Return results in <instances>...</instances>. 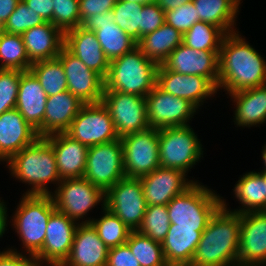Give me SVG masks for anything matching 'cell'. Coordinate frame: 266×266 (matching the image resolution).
Wrapping results in <instances>:
<instances>
[{
    "label": "cell",
    "mask_w": 266,
    "mask_h": 266,
    "mask_svg": "<svg viewBox=\"0 0 266 266\" xmlns=\"http://www.w3.org/2000/svg\"><path fill=\"white\" fill-rule=\"evenodd\" d=\"M158 142L161 167L178 169L187 175L205 154L191 125L158 129Z\"/></svg>",
    "instance_id": "7"
},
{
    "label": "cell",
    "mask_w": 266,
    "mask_h": 266,
    "mask_svg": "<svg viewBox=\"0 0 266 266\" xmlns=\"http://www.w3.org/2000/svg\"><path fill=\"white\" fill-rule=\"evenodd\" d=\"M158 65L136 46L110 62L104 79V91H116L146 97L156 85Z\"/></svg>",
    "instance_id": "5"
},
{
    "label": "cell",
    "mask_w": 266,
    "mask_h": 266,
    "mask_svg": "<svg viewBox=\"0 0 266 266\" xmlns=\"http://www.w3.org/2000/svg\"><path fill=\"white\" fill-rule=\"evenodd\" d=\"M22 38L32 64L58 57L65 44V34L51 22L25 31Z\"/></svg>",
    "instance_id": "28"
},
{
    "label": "cell",
    "mask_w": 266,
    "mask_h": 266,
    "mask_svg": "<svg viewBox=\"0 0 266 266\" xmlns=\"http://www.w3.org/2000/svg\"><path fill=\"white\" fill-rule=\"evenodd\" d=\"M67 78V88L84 104L100 103L104 93V79L90 70L65 46L58 56Z\"/></svg>",
    "instance_id": "17"
},
{
    "label": "cell",
    "mask_w": 266,
    "mask_h": 266,
    "mask_svg": "<svg viewBox=\"0 0 266 266\" xmlns=\"http://www.w3.org/2000/svg\"><path fill=\"white\" fill-rule=\"evenodd\" d=\"M145 100L150 128L187 126L200 112L188 100L173 96L161 90L157 85L145 97Z\"/></svg>",
    "instance_id": "14"
},
{
    "label": "cell",
    "mask_w": 266,
    "mask_h": 266,
    "mask_svg": "<svg viewBox=\"0 0 266 266\" xmlns=\"http://www.w3.org/2000/svg\"><path fill=\"white\" fill-rule=\"evenodd\" d=\"M50 196L56 210L78 224L90 223L89 212L105 207V193L84 178L62 179Z\"/></svg>",
    "instance_id": "8"
},
{
    "label": "cell",
    "mask_w": 266,
    "mask_h": 266,
    "mask_svg": "<svg viewBox=\"0 0 266 266\" xmlns=\"http://www.w3.org/2000/svg\"><path fill=\"white\" fill-rule=\"evenodd\" d=\"M22 72L20 70L0 69V115L16 107Z\"/></svg>",
    "instance_id": "43"
},
{
    "label": "cell",
    "mask_w": 266,
    "mask_h": 266,
    "mask_svg": "<svg viewBox=\"0 0 266 266\" xmlns=\"http://www.w3.org/2000/svg\"><path fill=\"white\" fill-rule=\"evenodd\" d=\"M55 210L50 195H22L9 217V226L19 238L22 249L17 250L15 246L10 245L7 248L35 256L42 249L48 219Z\"/></svg>",
    "instance_id": "4"
},
{
    "label": "cell",
    "mask_w": 266,
    "mask_h": 266,
    "mask_svg": "<svg viewBox=\"0 0 266 266\" xmlns=\"http://www.w3.org/2000/svg\"><path fill=\"white\" fill-rule=\"evenodd\" d=\"M64 46L90 70H93L105 79L110 61L101 49L94 31L86 30L81 26L69 30L65 33Z\"/></svg>",
    "instance_id": "26"
},
{
    "label": "cell",
    "mask_w": 266,
    "mask_h": 266,
    "mask_svg": "<svg viewBox=\"0 0 266 266\" xmlns=\"http://www.w3.org/2000/svg\"><path fill=\"white\" fill-rule=\"evenodd\" d=\"M258 172L263 176L265 184H266V171H259L258 169Z\"/></svg>",
    "instance_id": "55"
},
{
    "label": "cell",
    "mask_w": 266,
    "mask_h": 266,
    "mask_svg": "<svg viewBox=\"0 0 266 266\" xmlns=\"http://www.w3.org/2000/svg\"><path fill=\"white\" fill-rule=\"evenodd\" d=\"M34 255L14 252L7 247L0 251V266H39Z\"/></svg>",
    "instance_id": "48"
},
{
    "label": "cell",
    "mask_w": 266,
    "mask_h": 266,
    "mask_svg": "<svg viewBox=\"0 0 266 266\" xmlns=\"http://www.w3.org/2000/svg\"><path fill=\"white\" fill-rule=\"evenodd\" d=\"M240 243V214L223 205L211 217L190 266H233Z\"/></svg>",
    "instance_id": "2"
},
{
    "label": "cell",
    "mask_w": 266,
    "mask_h": 266,
    "mask_svg": "<svg viewBox=\"0 0 266 266\" xmlns=\"http://www.w3.org/2000/svg\"><path fill=\"white\" fill-rule=\"evenodd\" d=\"M117 0H79L80 22L87 17L111 11Z\"/></svg>",
    "instance_id": "47"
},
{
    "label": "cell",
    "mask_w": 266,
    "mask_h": 266,
    "mask_svg": "<svg viewBox=\"0 0 266 266\" xmlns=\"http://www.w3.org/2000/svg\"><path fill=\"white\" fill-rule=\"evenodd\" d=\"M101 103L108 110L119 138L150 128L144 96L104 91Z\"/></svg>",
    "instance_id": "12"
},
{
    "label": "cell",
    "mask_w": 266,
    "mask_h": 266,
    "mask_svg": "<svg viewBox=\"0 0 266 266\" xmlns=\"http://www.w3.org/2000/svg\"><path fill=\"white\" fill-rule=\"evenodd\" d=\"M65 133L87 147L120 139L108 110L101 102L85 104Z\"/></svg>",
    "instance_id": "13"
},
{
    "label": "cell",
    "mask_w": 266,
    "mask_h": 266,
    "mask_svg": "<svg viewBox=\"0 0 266 266\" xmlns=\"http://www.w3.org/2000/svg\"><path fill=\"white\" fill-rule=\"evenodd\" d=\"M126 244L140 266H169L164 257L162 244L140 234L137 230L130 232Z\"/></svg>",
    "instance_id": "38"
},
{
    "label": "cell",
    "mask_w": 266,
    "mask_h": 266,
    "mask_svg": "<svg viewBox=\"0 0 266 266\" xmlns=\"http://www.w3.org/2000/svg\"><path fill=\"white\" fill-rule=\"evenodd\" d=\"M262 151H261V158L262 159H260L261 161H263L262 162V170L260 169V171H266V144H264V146H262V149H261Z\"/></svg>",
    "instance_id": "53"
},
{
    "label": "cell",
    "mask_w": 266,
    "mask_h": 266,
    "mask_svg": "<svg viewBox=\"0 0 266 266\" xmlns=\"http://www.w3.org/2000/svg\"><path fill=\"white\" fill-rule=\"evenodd\" d=\"M156 85L163 91L192 103L199 111L206 100L217 97V88L201 75H185L158 65ZM203 105V106H202Z\"/></svg>",
    "instance_id": "15"
},
{
    "label": "cell",
    "mask_w": 266,
    "mask_h": 266,
    "mask_svg": "<svg viewBox=\"0 0 266 266\" xmlns=\"http://www.w3.org/2000/svg\"><path fill=\"white\" fill-rule=\"evenodd\" d=\"M5 167L11 178L28 184L21 195H50V186L55 189L61 181L53 148L44 137L13 155Z\"/></svg>",
    "instance_id": "3"
},
{
    "label": "cell",
    "mask_w": 266,
    "mask_h": 266,
    "mask_svg": "<svg viewBox=\"0 0 266 266\" xmlns=\"http://www.w3.org/2000/svg\"><path fill=\"white\" fill-rule=\"evenodd\" d=\"M29 71L37 78L47 97L68 90L64 68L58 57L35 62Z\"/></svg>",
    "instance_id": "34"
},
{
    "label": "cell",
    "mask_w": 266,
    "mask_h": 266,
    "mask_svg": "<svg viewBox=\"0 0 266 266\" xmlns=\"http://www.w3.org/2000/svg\"><path fill=\"white\" fill-rule=\"evenodd\" d=\"M164 11H170L193 0H154Z\"/></svg>",
    "instance_id": "52"
},
{
    "label": "cell",
    "mask_w": 266,
    "mask_h": 266,
    "mask_svg": "<svg viewBox=\"0 0 266 266\" xmlns=\"http://www.w3.org/2000/svg\"><path fill=\"white\" fill-rule=\"evenodd\" d=\"M78 223L55 210L48 219L42 249L35 255L40 265L61 266L68 258Z\"/></svg>",
    "instance_id": "16"
},
{
    "label": "cell",
    "mask_w": 266,
    "mask_h": 266,
    "mask_svg": "<svg viewBox=\"0 0 266 266\" xmlns=\"http://www.w3.org/2000/svg\"><path fill=\"white\" fill-rule=\"evenodd\" d=\"M31 65L22 35L0 29V69L29 71Z\"/></svg>",
    "instance_id": "35"
},
{
    "label": "cell",
    "mask_w": 266,
    "mask_h": 266,
    "mask_svg": "<svg viewBox=\"0 0 266 266\" xmlns=\"http://www.w3.org/2000/svg\"><path fill=\"white\" fill-rule=\"evenodd\" d=\"M38 138L37 130L25 121L16 108L3 112L0 115V164H5Z\"/></svg>",
    "instance_id": "22"
},
{
    "label": "cell",
    "mask_w": 266,
    "mask_h": 266,
    "mask_svg": "<svg viewBox=\"0 0 266 266\" xmlns=\"http://www.w3.org/2000/svg\"><path fill=\"white\" fill-rule=\"evenodd\" d=\"M105 207L131 231H136L146 213L143 186L138 178L124 177L105 192Z\"/></svg>",
    "instance_id": "11"
},
{
    "label": "cell",
    "mask_w": 266,
    "mask_h": 266,
    "mask_svg": "<svg viewBox=\"0 0 266 266\" xmlns=\"http://www.w3.org/2000/svg\"><path fill=\"white\" fill-rule=\"evenodd\" d=\"M43 23L45 21L41 16L21 0L1 30L9 34L22 35L25 31Z\"/></svg>",
    "instance_id": "41"
},
{
    "label": "cell",
    "mask_w": 266,
    "mask_h": 266,
    "mask_svg": "<svg viewBox=\"0 0 266 266\" xmlns=\"http://www.w3.org/2000/svg\"><path fill=\"white\" fill-rule=\"evenodd\" d=\"M53 25L64 34L80 26L79 0H53Z\"/></svg>",
    "instance_id": "42"
},
{
    "label": "cell",
    "mask_w": 266,
    "mask_h": 266,
    "mask_svg": "<svg viewBox=\"0 0 266 266\" xmlns=\"http://www.w3.org/2000/svg\"><path fill=\"white\" fill-rule=\"evenodd\" d=\"M165 23V11L153 0L142 4L140 19V40Z\"/></svg>",
    "instance_id": "45"
},
{
    "label": "cell",
    "mask_w": 266,
    "mask_h": 266,
    "mask_svg": "<svg viewBox=\"0 0 266 266\" xmlns=\"http://www.w3.org/2000/svg\"><path fill=\"white\" fill-rule=\"evenodd\" d=\"M203 231L196 228L169 227L161 243L169 266H190Z\"/></svg>",
    "instance_id": "31"
},
{
    "label": "cell",
    "mask_w": 266,
    "mask_h": 266,
    "mask_svg": "<svg viewBox=\"0 0 266 266\" xmlns=\"http://www.w3.org/2000/svg\"><path fill=\"white\" fill-rule=\"evenodd\" d=\"M47 95L37 78L30 71L21 73L16 109L25 121L44 137V114Z\"/></svg>",
    "instance_id": "24"
},
{
    "label": "cell",
    "mask_w": 266,
    "mask_h": 266,
    "mask_svg": "<svg viewBox=\"0 0 266 266\" xmlns=\"http://www.w3.org/2000/svg\"><path fill=\"white\" fill-rule=\"evenodd\" d=\"M80 26L95 32L101 49L110 62L137 46V42L115 23L112 10L87 17Z\"/></svg>",
    "instance_id": "21"
},
{
    "label": "cell",
    "mask_w": 266,
    "mask_h": 266,
    "mask_svg": "<svg viewBox=\"0 0 266 266\" xmlns=\"http://www.w3.org/2000/svg\"><path fill=\"white\" fill-rule=\"evenodd\" d=\"M200 21L221 28L226 34L238 31V15L241 8L233 0H193Z\"/></svg>",
    "instance_id": "32"
},
{
    "label": "cell",
    "mask_w": 266,
    "mask_h": 266,
    "mask_svg": "<svg viewBox=\"0 0 266 266\" xmlns=\"http://www.w3.org/2000/svg\"><path fill=\"white\" fill-rule=\"evenodd\" d=\"M225 35L221 28L199 21L183 34V44L198 51H219Z\"/></svg>",
    "instance_id": "37"
},
{
    "label": "cell",
    "mask_w": 266,
    "mask_h": 266,
    "mask_svg": "<svg viewBox=\"0 0 266 266\" xmlns=\"http://www.w3.org/2000/svg\"><path fill=\"white\" fill-rule=\"evenodd\" d=\"M142 4L117 0L112 9L115 23L137 43L140 41Z\"/></svg>",
    "instance_id": "40"
},
{
    "label": "cell",
    "mask_w": 266,
    "mask_h": 266,
    "mask_svg": "<svg viewBox=\"0 0 266 266\" xmlns=\"http://www.w3.org/2000/svg\"><path fill=\"white\" fill-rule=\"evenodd\" d=\"M21 0H0V29L8 20Z\"/></svg>",
    "instance_id": "50"
},
{
    "label": "cell",
    "mask_w": 266,
    "mask_h": 266,
    "mask_svg": "<svg viewBox=\"0 0 266 266\" xmlns=\"http://www.w3.org/2000/svg\"><path fill=\"white\" fill-rule=\"evenodd\" d=\"M106 266H140V263L125 243L109 248Z\"/></svg>",
    "instance_id": "46"
},
{
    "label": "cell",
    "mask_w": 266,
    "mask_h": 266,
    "mask_svg": "<svg viewBox=\"0 0 266 266\" xmlns=\"http://www.w3.org/2000/svg\"><path fill=\"white\" fill-rule=\"evenodd\" d=\"M223 205V196L202 182H194L167 205L170 227L204 231L211 217Z\"/></svg>",
    "instance_id": "6"
},
{
    "label": "cell",
    "mask_w": 266,
    "mask_h": 266,
    "mask_svg": "<svg viewBox=\"0 0 266 266\" xmlns=\"http://www.w3.org/2000/svg\"><path fill=\"white\" fill-rule=\"evenodd\" d=\"M241 32L225 35L219 50L217 92L229 95L266 85V59Z\"/></svg>",
    "instance_id": "1"
},
{
    "label": "cell",
    "mask_w": 266,
    "mask_h": 266,
    "mask_svg": "<svg viewBox=\"0 0 266 266\" xmlns=\"http://www.w3.org/2000/svg\"><path fill=\"white\" fill-rule=\"evenodd\" d=\"M84 105L68 90L54 96H48L44 114V137L65 133Z\"/></svg>",
    "instance_id": "29"
},
{
    "label": "cell",
    "mask_w": 266,
    "mask_h": 266,
    "mask_svg": "<svg viewBox=\"0 0 266 266\" xmlns=\"http://www.w3.org/2000/svg\"><path fill=\"white\" fill-rule=\"evenodd\" d=\"M120 139L125 177L139 179L161 166L157 128L127 134Z\"/></svg>",
    "instance_id": "10"
},
{
    "label": "cell",
    "mask_w": 266,
    "mask_h": 266,
    "mask_svg": "<svg viewBox=\"0 0 266 266\" xmlns=\"http://www.w3.org/2000/svg\"><path fill=\"white\" fill-rule=\"evenodd\" d=\"M100 216H92L90 222L96 229L99 238L108 248L125 244L131 230L106 207L100 208ZM100 217V218H99Z\"/></svg>",
    "instance_id": "36"
},
{
    "label": "cell",
    "mask_w": 266,
    "mask_h": 266,
    "mask_svg": "<svg viewBox=\"0 0 266 266\" xmlns=\"http://www.w3.org/2000/svg\"><path fill=\"white\" fill-rule=\"evenodd\" d=\"M237 264L266 266V211L240 214V243Z\"/></svg>",
    "instance_id": "18"
},
{
    "label": "cell",
    "mask_w": 266,
    "mask_h": 266,
    "mask_svg": "<svg viewBox=\"0 0 266 266\" xmlns=\"http://www.w3.org/2000/svg\"><path fill=\"white\" fill-rule=\"evenodd\" d=\"M232 101L235 127H260L266 123V85L227 95Z\"/></svg>",
    "instance_id": "27"
},
{
    "label": "cell",
    "mask_w": 266,
    "mask_h": 266,
    "mask_svg": "<svg viewBox=\"0 0 266 266\" xmlns=\"http://www.w3.org/2000/svg\"><path fill=\"white\" fill-rule=\"evenodd\" d=\"M182 43L183 34L164 23L155 31L142 37L137 46L147 58L157 65H162L168 55Z\"/></svg>",
    "instance_id": "33"
},
{
    "label": "cell",
    "mask_w": 266,
    "mask_h": 266,
    "mask_svg": "<svg viewBox=\"0 0 266 266\" xmlns=\"http://www.w3.org/2000/svg\"><path fill=\"white\" fill-rule=\"evenodd\" d=\"M183 171L174 168L159 167L140 179L147 206L167 205L175 196L183 193L194 182V179Z\"/></svg>",
    "instance_id": "19"
},
{
    "label": "cell",
    "mask_w": 266,
    "mask_h": 266,
    "mask_svg": "<svg viewBox=\"0 0 266 266\" xmlns=\"http://www.w3.org/2000/svg\"><path fill=\"white\" fill-rule=\"evenodd\" d=\"M128 2H139V3H148V2H151L153 0H126Z\"/></svg>",
    "instance_id": "54"
},
{
    "label": "cell",
    "mask_w": 266,
    "mask_h": 266,
    "mask_svg": "<svg viewBox=\"0 0 266 266\" xmlns=\"http://www.w3.org/2000/svg\"><path fill=\"white\" fill-rule=\"evenodd\" d=\"M219 51H198L183 43L162 63L164 69L185 75H201L218 86Z\"/></svg>",
    "instance_id": "20"
},
{
    "label": "cell",
    "mask_w": 266,
    "mask_h": 266,
    "mask_svg": "<svg viewBox=\"0 0 266 266\" xmlns=\"http://www.w3.org/2000/svg\"><path fill=\"white\" fill-rule=\"evenodd\" d=\"M108 252L91 223L78 224L69 256L61 266H106Z\"/></svg>",
    "instance_id": "23"
},
{
    "label": "cell",
    "mask_w": 266,
    "mask_h": 266,
    "mask_svg": "<svg viewBox=\"0 0 266 266\" xmlns=\"http://www.w3.org/2000/svg\"><path fill=\"white\" fill-rule=\"evenodd\" d=\"M28 8L39 14L45 22L53 24V0H22Z\"/></svg>",
    "instance_id": "49"
},
{
    "label": "cell",
    "mask_w": 266,
    "mask_h": 266,
    "mask_svg": "<svg viewBox=\"0 0 266 266\" xmlns=\"http://www.w3.org/2000/svg\"><path fill=\"white\" fill-rule=\"evenodd\" d=\"M232 190L233 197L239 203V206L231 209L229 203L223 197V206L227 210L239 214L251 211H266V184L259 172L253 170L243 173Z\"/></svg>",
    "instance_id": "30"
},
{
    "label": "cell",
    "mask_w": 266,
    "mask_h": 266,
    "mask_svg": "<svg viewBox=\"0 0 266 266\" xmlns=\"http://www.w3.org/2000/svg\"><path fill=\"white\" fill-rule=\"evenodd\" d=\"M6 201L0 197V239L3 238L4 234L9 231V214H8V207ZM8 228V229H7Z\"/></svg>",
    "instance_id": "51"
},
{
    "label": "cell",
    "mask_w": 266,
    "mask_h": 266,
    "mask_svg": "<svg viewBox=\"0 0 266 266\" xmlns=\"http://www.w3.org/2000/svg\"><path fill=\"white\" fill-rule=\"evenodd\" d=\"M170 224L166 205H149L137 231L153 241L162 243L168 233Z\"/></svg>",
    "instance_id": "39"
},
{
    "label": "cell",
    "mask_w": 266,
    "mask_h": 266,
    "mask_svg": "<svg viewBox=\"0 0 266 266\" xmlns=\"http://www.w3.org/2000/svg\"><path fill=\"white\" fill-rule=\"evenodd\" d=\"M124 177L121 139L89 147L84 179L105 193Z\"/></svg>",
    "instance_id": "9"
},
{
    "label": "cell",
    "mask_w": 266,
    "mask_h": 266,
    "mask_svg": "<svg viewBox=\"0 0 266 266\" xmlns=\"http://www.w3.org/2000/svg\"><path fill=\"white\" fill-rule=\"evenodd\" d=\"M52 146L60 179L83 178L88 149L66 133L44 137Z\"/></svg>",
    "instance_id": "25"
},
{
    "label": "cell",
    "mask_w": 266,
    "mask_h": 266,
    "mask_svg": "<svg viewBox=\"0 0 266 266\" xmlns=\"http://www.w3.org/2000/svg\"><path fill=\"white\" fill-rule=\"evenodd\" d=\"M200 19L197 17L193 2L182 4L180 7L165 11V23L174 27L182 34L187 32Z\"/></svg>",
    "instance_id": "44"
}]
</instances>
